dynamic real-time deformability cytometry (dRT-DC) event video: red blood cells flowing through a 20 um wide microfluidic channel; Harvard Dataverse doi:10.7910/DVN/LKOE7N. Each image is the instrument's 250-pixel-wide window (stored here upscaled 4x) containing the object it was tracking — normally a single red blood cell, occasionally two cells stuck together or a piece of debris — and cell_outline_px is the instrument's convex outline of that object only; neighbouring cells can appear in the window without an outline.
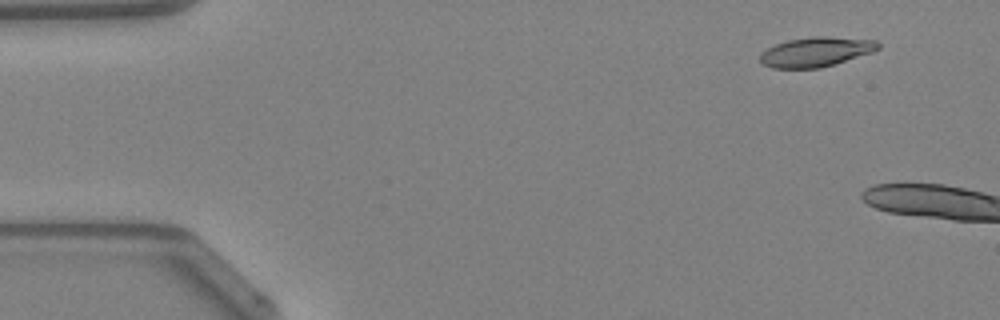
{"species": "Egyptian fruit bat (a non-hibernating species)", "species_latin": "Rousettus aegyptiacus", "temperature_condition": "warm", "stored_images_in_passage": 4, "camera_frame_rate_fps": 3000, "um_per_image_px": 0.085, "animal": {"sex": "female"}, "frame": {"image": 1, "passage_image": 1, "time_ms": 0.0, "image_size_px": [1000, 320], "cell_outline_px": [[880, 48], [872, 52], [820, 68], [772, 68], [764, 64], [760, 60], [760, 56], [768, 48], [776, 44], [788, 40], [812, 36], [828, 36], [876, 40], [880, 44]], "centroid_in_image_um": [69.38, 4.4], "position_along_channel_um": 15.6, "area_um2": 20.17}}